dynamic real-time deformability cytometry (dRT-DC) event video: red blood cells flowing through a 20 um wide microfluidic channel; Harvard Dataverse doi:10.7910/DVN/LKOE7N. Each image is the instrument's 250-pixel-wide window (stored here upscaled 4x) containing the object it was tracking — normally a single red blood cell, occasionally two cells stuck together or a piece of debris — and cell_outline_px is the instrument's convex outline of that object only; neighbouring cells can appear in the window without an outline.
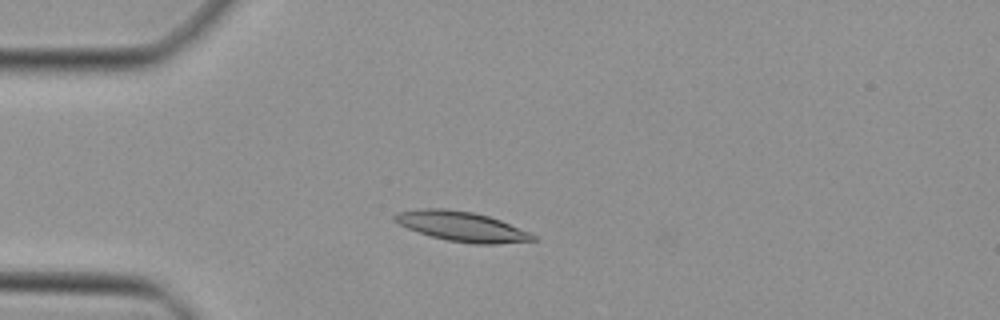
{"species": "Egyptian fruit bat (a non-hibernating species)", "species_latin": "Rousettus aegyptiacus", "temperature_condition": "cold", "stored_images_in_passage": 45, "camera_frame_rate_fps": 3000, "um_per_image_px": 0.085, "animal": {"sex": "female"}, "frame": {"image": 1, "passage_image": 10, "time_ms": 3.0, "image_size_px": [1000, 320], "cell_outline_px": [[536, 240], [496, 244], [472, 244], [448, 240], [432, 236], [408, 228], [400, 224], [392, 216], [396, 212], [420, 208], [444, 208], [472, 212], [488, 216], [500, 220], [532, 232], [536, 236]], "centroid_in_image_um": [39.29, 19.24], "position_along_channel_um": 45.7, "area_um2": 23.93}}
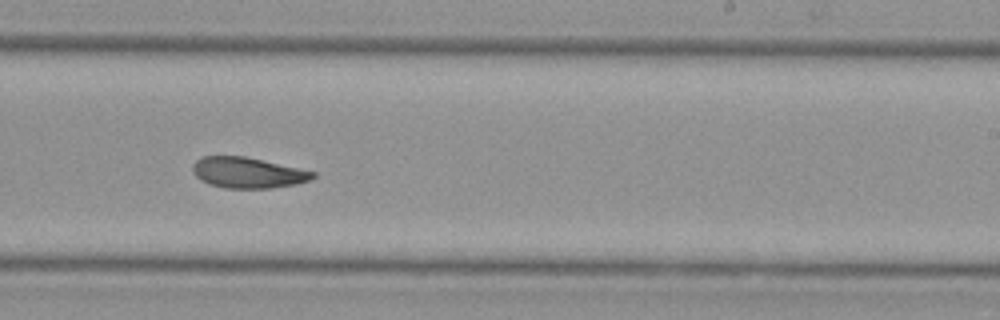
{"frame": {"image": 2, "passage_image": 27, "time_ms": 8.667, "image_size_px": [1000, 320], "cell_outline_px": [[316, 176], [308, 180], [296, 184], [272, 188], [224, 188], [208, 184], [200, 180], [192, 172], [192, 164], [196, 160], [204, 156], [244, 156], [316, 172]], "centroid_in_image_um": [21.02, 14.68], "position_along_channel_um": 268.0, "area_um2": 21.5}}
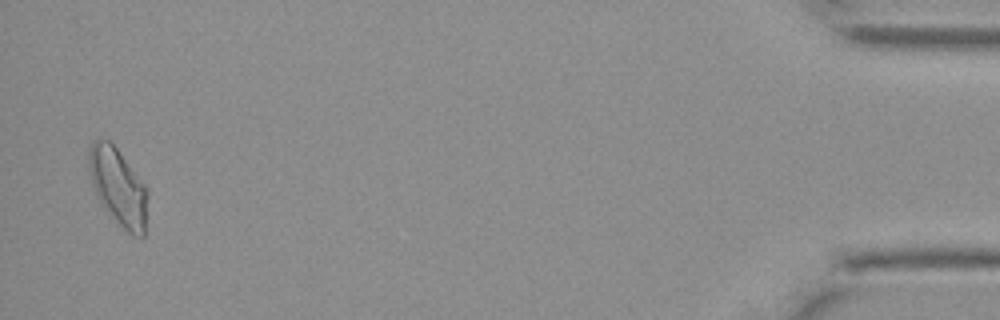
{"frame": {"image": 3, "passage_image": 44, "time_ms": 14.333, "image_size_px": [1000, 320], "cell_outline_px": [[148, 196], [144, 236], [132, 236], [104, 208], [96, 196], [92, 184], [88, 168], [88, 148], [92, 140], [108, 140], [116, 148], [144, 184], [148, 192]], "centroid_in_image_um": [10.03, 15.88], "position_along_channel_um": 425.2, "area_um2": 26.18}}